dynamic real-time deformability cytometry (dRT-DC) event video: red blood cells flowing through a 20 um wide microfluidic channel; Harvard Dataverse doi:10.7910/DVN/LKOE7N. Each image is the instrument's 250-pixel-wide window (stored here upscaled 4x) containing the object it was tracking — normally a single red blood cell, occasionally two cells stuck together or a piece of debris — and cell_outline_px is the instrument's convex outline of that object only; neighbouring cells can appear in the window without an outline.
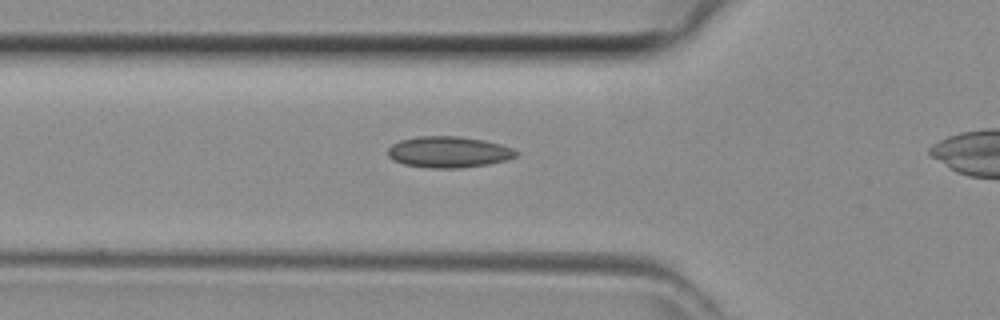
{"species": "common noctule bat (a hibernating species)", "species_latin": "Nyctalus noctula", "temperature_condition": "room temperature", "stored_images_in_passage": 23, "camera_frame_rate_fps": 3000, "um_per_image_px": 0.085, "animal": {"sex": "female", "body_mass_g": 29.2, "forearm_length_mm": 56.3}, "frame": {"image": 1, "passage_image": 2, "time_ms": 0.333, "image_size_px": [1000, 320], "cell_outline_px": [[520, 152], [516, 156], [508, 160], [488, 164], [460, 168], [428, 168], [404, 164], [392, 160], [388, 156], [388, 148], [392, 144], [400, 140], [420, 136], [460, 136], [484, 140], [500, 144], [512, 148]], "centroid_in_image_um": [38.14, 12.92], "position_along_channel_um": 87.7, "area_um2": 23.47}}
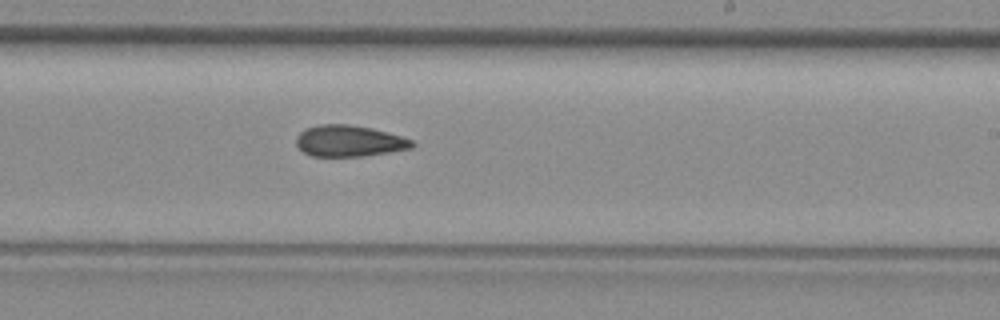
{"frame": {"image": 2, "passage_image": 13, "time_ms": 4.0, "image_size_px": [1000, 320], "cell_outline_px": [[416, 144], [412, 148], [364, 156], [312, 156], [304, 152], [296, 144], [296, 136], [304, 128], [320, 124], [348, 124], [372, 128], [400, 136], [412, 140]], "centroid_in_image_um": [29.66, 11.97], "position_along_channel_um": 259.3, "area_um2": 21.1}}
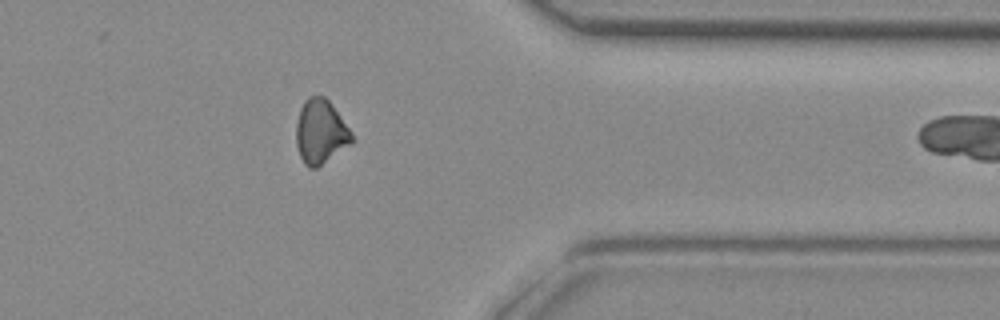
{"frame": {"image": 3, "passage_image": 22, "time_ms": 7.0, "image_size_px": [1000, 320], "cell_outline_px": [[356, 140], [316, 168], [308, 168], [304, 164], [300, 156], [296, 144], [296, 124], [300, 108], [304, 100], [308, 96], [324, 96], [328, 100], [352, 132]], "centroid_in_image_um": [27.24, 11.2], "position_along_channel_um": 384.2, "area_um2": 20.81}}